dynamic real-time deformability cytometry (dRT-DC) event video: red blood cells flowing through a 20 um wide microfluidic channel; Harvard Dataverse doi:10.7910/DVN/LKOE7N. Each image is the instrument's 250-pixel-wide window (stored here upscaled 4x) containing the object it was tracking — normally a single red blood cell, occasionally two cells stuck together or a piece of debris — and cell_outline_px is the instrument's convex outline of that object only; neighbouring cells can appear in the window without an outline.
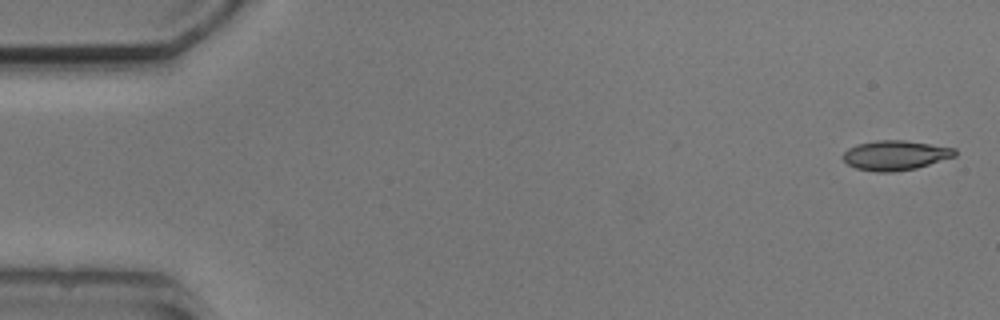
{"species": "common noctule bat (a hibernating species)", "species_latin": "Nyctalus noctula", "temperature_condition": "cold", "stored_images_in_passage": 4, "camera_frame_rate_fps": 3000, "um_per_image_px": 0.085, "animal": {"sex": "male", "body_mass_g": 20.5, "forearm_length_mm": 52.5}, "frame": {"image": 1, "passage_image": 1, "time_ms": 0.0, "image_size_px": [1000, 320], "cell_outline_px": [[956, 156], [916, 168], [892, 172], [876, 172], [856, 168], [848, 164], [844, 160], [844, 152], [848, 148], [856, 144], [876, 140], [904, 140], [956, 148]], "centroid_in_image_um": [76.1, 13.19], "position_along_channel_um": 8.9, "area_um2": 19.31}}
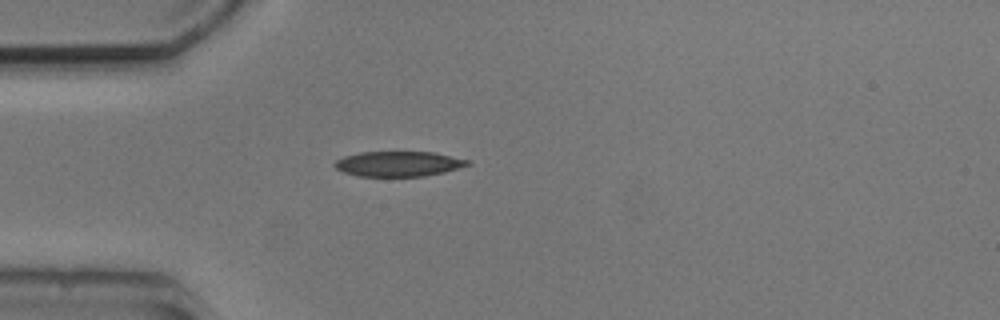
{"frame": {"image": 2, "passage_image": 4, "time_ms": 4.333, "image_size_px": [1000, 320], "cell_outline_px": [[472, 164], [444, 172], [424, 176], [356, 176], [344, 172], [336, 168], [332, 164], [336, 160], [344, 156], [360, 152], [432, 152], [468, 160]], "centroid_in_image_um": [33.84, 13.93], "position_along_channel_um": 51.2, "area_um2": 19.36}}